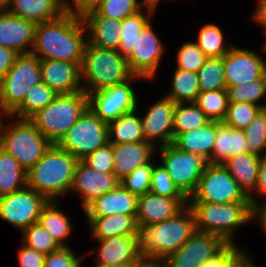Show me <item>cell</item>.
<instances>
[{
	"instance_id": "obj_34",
	"label": "cell",
	"mask_w": 266,
	"mask_h": 267,
	"mask_svg": "<svg viewBox=\"0 0 266 267\" xmlns=\"http://www.w3.org/2000/svg\"><path fill=\"white\" fill-rule=\"evenodd\" d=\"M58 94L41 82L34 85L25 95L23 101L9 114L7 118L29 119L37 111L44 109Z\"/></svg>"
},
{
	"instance_id": "obj_48",
	"label": "cell",
	"mask_w": 266,
	"mask_h": 267,
	"mask_svg": "<svg viewBox=\"0 0 266 267\" xmlns=\"http://www.w3.org/2000/svg\"><path fill=\"white\" fill-rule=\"evenodd\" d=\"M207 58L195 42H186L177 53V68L197 73Z\"/></svg>"
},
{
	"instance_id": "obj_32",
	"label": "cell",
	"mask_w": 266,
	"mask_h": 267,
	"mask_svg": "<svg viewBox=\"0 0 266 267\" xmlns=\"http://www.w3.org/2000/svg\"><path fill=\"white\" fill-rule=\"evenodd\" d=\"M58 208V201H47L40 211L38 223L48 231L60 247H70L64 241L72 233V224L69 217Z\"/></svg>"
},
{
	"instance_id": "obj_53",
	"label": "cell",
	"mask_w": 266,
	"mask_h": 267,
	"mask_svg": "<svg viewBox=\"0 0 266 267\" xmlns=\"http://www.w3.org/2000/svg\"><path fill=\"white\" fill-rule=\"evenodd\" d=\"M237 244H228L218 255L209 259L201 267H225V265L240 251Z\"/></svg>"
},
{
	"instance_id": "obj_15",
	"label": "cell",
	"mask_w": 266,
	"mask_h": 267,
	"mask_svg": "<svg viewBox=\"0 0 266 267\" xmlns=\"http://www.w3.org/2000/svg\"><path fill=\"white\" fill-rule=\"evenodd\" d=\"M163 46L150 21L137 35L135 47L126 56L130 72L142 78H153L165 51Z\"/></svg>"
},
{
	"instance_id": "obj_58",
	"label": "cell",
	"mask_w": 266,
	"mask_h": 267,
	"mask_svg": "<svg viewBox=\"0 0 266 267\" xmlns=\"http://www.w3.org/2000/svg\"><path fill=\"white\" fill-rule=\"evenodd\" d=\"M129 267H164L163 260L141 257L138 261L129 265Z\"/></svg>"
},
{
	"instance_id": "obj_63",
	"label": "cell",
	"mask_w": 266,
	"mask_h": 267,
	"mask_svg": "<svg viewBox=\"0 0 266 267\" xmlns=\"http://www.w3.org/2000/svg\"><path fill=\"white\" fill-rule=\"evenodd\" d=\"M149 4H154V5H158V3L160 2V0H146Z\"/></svg>"
},
{
	"instance_id": "obj_3",
	"label": "cell",
	"mask_w": 266,
	"mask_h": 267,
	"mask_svg": "<svg viewBox=\"0 0 266 267\" xmlns=\"http://www.w3.org/2000/svg\"><path fill=\"white\" fill-rule=\"evenodd\" d=\"M195 231L194 212L187 204L171 219L146 226L140 231L142 257L164 260Z\"/></svg>"
},
{
	"instance_id": "obj_28",
	"label": "cell",
	"mask_w": 266,
	"mask_h": 267,
	"mask_svg": "<svg viewBox=\"0 0 266 267\" xmlns=\"http://www.w3.org/2000/svg\"><path fill=\"white\" fill-rule=\"evenodd\" d=\"M87 29V41L102 49L118 50L121 21L105 16L82 18Z\"/></svg>"
},
{
	"instance_id": "obj_12",
	"label": "cell",
	"mask_w": 266,
	"mask_h": 267,
	"mask_svg": "<svg viewBox=\"0 0 266 267\" xmlns=\"http://www.w3.org/2000/svg\"><path fill=\"white\" fill-rule=\"evenodd\" d=\"M133 78V79H132ZM140 76L88 94V108L102 121L109 123L122 114L137 110V95L129 82ZM129 81V82H128Z\"/></svg>"
},
{
	"instance_id": "obj_9",
	"label": "cell",
	"mask_w": 266,
	"mask_h": 267,
	"mask_svg": "<svg viewBox=\"0 0 266 267\" xmlns=\"http://www.w3.org/2000/svg\"><path fill=\"white\" fill-rule=\"evenodd\" d=\"M107 143H109L108 123L87 108L57 145L82 161Z\"/></svg>"
},
{
	"instance_id": "obj_61",
	"label": "cell",
	"mask_w": 266,
	"mask_h": 267,
	"mask_svg": "<svg viewBox=\"0 0 266 267\" xmlns=\"http://www.w3.org/2000/svg\"><path fill=\"white\" fill-rule=\"evenodd\" d=\"M96 267H129V265H104V264H97Z\"/></svg>"
},
{
	"instance_id": "obj_46",
	"label": "cell",
	"mask_w": 266,
	"mask_h": 267,
	"mask_svg": "<svg viewBox=\"0 0 266 267\" xmlns=\"http://www.w3.org/2000/svg\"><path fill=\"white\" fill-rule=\"evenodd\" d=\"M150 192L169 198H187L171 180L163 165L152 167Z\"/></svg>"
},
{
	"instance_id": "obj_56",
	"label": "cell",
	"mask_w": 266,
	"mask_h": 267,
	"mask_svg": "<svg viewBox=\"0 0 266 267\" xmlns=\"http://www.w3.org/2000/svg\"><path fill=\"white\" fill-rule=\"evenodd\" d=\"M225 267H255V265L245 251L240 250Z\"/></svg>"
},
{
	"instance_id": "obj_13",
	"label": "cell",
	"mask_w": 266,
	"mask_h": 267,
	"mask_svg": "<svg viewBox=\"0 0 266 267\" xmlns=\"http://www.w3.org/2000/svg\"><path fill=\"white\" fill-rule=\"evenodd\" d=\"M228 243L219 235L196 230L164 260V267H198L218 255Z\"/></svg>"
},
{
	"instance_id": "obj_22",
	"label": "cell",
	"mask_w": 266,
	"mask_h": 267,
	"mask_svg": "<svg viewBox=\"0 0 266 267\" xmlns=\"http://www.w3.org/2000/svg\"><path fill=\"white\" fill-rule=\"evenodd\" d=\"M100 243L97 264L130 265L142 257L140 236L116 235Z\"/></svg>"
},
{
	"instance_id": "obj_54",
	"label": "cell",
	"mask_w": 266,
	"mask_h": 267,
	"mask_svg": "<svg viewBox=\"0 0 266 267\" xmlns=\"http://www.w3.org/2000/svg\"><path fill=\"white\" fill-rule=\"evenodd\" d=\"M18 55L19 54L14 50L0 46V79L3 78L14 65Z\"/></svg>"
},
{
	"instance_id": "obj_59",
	"label": "cell",
	"mask_w": 266,
	"mask_h": 267,
	"mask_svg": "<svg viewBox=\"0 0 266 267\" xmlns=\"http://www.w3.org/2000/svg\"><path fill=\"white\" fill-rule=\"evenodd\" d=\"M255 217L257 218V220L260 219L259 223L260 225H262V228L266 233V204L254 209V219Z\"/></svg>"
},
{
	"instance_id": "obj_62",
	"label": "cell",
	"mask_w": 266,
	"mask_h": 267,
	"mask_svg": "<svg viewBox=\"0 0 266 267\" xmlns=\"http://www.w3.org/2000/svg\"><path fill=\"white\" fill-rule=\"evenodd\" d=\"M57 1L62 5L64 9H66L70 4L68 0H57Z\"/></svg>"
},
{
	"instance_id": "obj_8",
	"label": "cell",
	"mask_w": 266,
	"mask_h": 267,
	"mask_svg": "<svg viewBox=\"0 0 266 267\" xmlns=\"http://www.w3.org/2000/svg\"><path fill=\"white\" fill-rule=\"evenodd\" d=\"M41 82L40 60L32 53L19 54L14 65L0 79V112L9 115L27 92Z\"/></svg>"
},
{
	"instance_id": "obj_50",
	"label": "cell",
	"mask_w": 266,
	"mask_h": 267,
	"mask_svg": "<svg viewBox=\"0 0 266 267\" xmlns=\"http://www.w3.org/2000/svg\"><path fill=\"white\" fill-rule=\"evenodd\" d=\"M81 259L70 247H61L45 256L44 267H81Z\"/></svg>"
},
{
	"instance_id": "obj_14",
	"label": "cell",
	"mask_w": 266,
	"mask_h": 267,
	"mask_svg": "<svg viewBox=\"0 0 266 267\" xmlns=\"http://www.w3.org/2000/svg\"><path fill=\"white\" fill-rule=\"evenodd\" d=\"M47 200L29 187L0 197V218L25 230L38 222L40 211Z\"/></svg>"
},
{
	"instance_id": "obj_26",
	"label": "cell",
	"mask_w": 266,
	"mask_h": 267,
	"mask_svg": "<svg viewBox=\"0 0 266 267\" xmlns=\"http://www.w3.org/2000/svg\"><path fill=\"white\" fill-rule=\"evenodd\" d=\"M220 123V121L210 120L198 129L180 133L174 138L172 144L181 151L202 156L211 164L216 128Z\"/></svg>"
},
{
	"instance_id": "obj_5",
	"label": "cell",
	"mask_w": 266,
	"mask_h": 267,
	"mask_svg": "<svg viewBox=\"0 0 266 267\" xmlns=\"http://www.w3.org/2000/svg\"><path fill=\"white\" fill-rule=\"evenodd\" d=\"M188 205L194 212L196 230L219 235L228 244H235V231L254 219L249 201L221 204L188 202Z\"/></svg>"
},
{
	"instance_id": "obj_45",
	"label": "cell",
	"mask_w": 266,
	"mask_h": 267,
	"mask_svg": "<svg viewBox=\"0 0 266 267\" xmlns=\"http://www.w3.org/2000/svg\"><path fill=\"white\" fill-rule=\"evenodd\" d=\"M261 109V105L247 102L229 103L226 117L222 122L233 129L244 130Z\"/></svg>"
},
{
	"instance_id": "obj_6",
	"label": "cell",
	"mask_w": 266,
	"mask_h": 267,
	"mask_svg": "<svg viewBox=\"0 0 266 267\" xmlns=\"http://www.w3.org/2000/svg\"><path fill=\"white\" fill-rule=\"evenodd\" d=\"M87 108L88 95L83 90L73 94H58L29 120L51 144H57Z\"/></svg>"
},
{
	"instance_id": "obj_35",
	"label": "cell",
	"mask_w": 266,
	"mask_h": 267,
	"mask_svg": "<svg viewBox=\"0 0 266 267\" xmlns=\"http://www.w3.org/2000/svg\"><path fill=\"white\" fill-rule=\"evenodd\" d=\"M156 7L157 5L148 4L144 11L141 10L134 15L125 17L121 21L118 51L122 55L127 56L135 47L137 35H140L144 27L151 21L150 19Z\"/></svg>"
},
{
	"instance_id": "obj_11",
	"label": "cell",
	"mask_w": 266,
	"mask_h": 267,
	"mask_svg": "<svg viewBox=\"0 0 266 267\" xmlns=\"http://www.w3.org/2000/svg\"><path fill=\"white\" fill-rule=\"evenodd\" d=\"M249 201V197L222 164L208 163L188 202L214 204Z\"/></svg>"
},
{
	"instance_id": "obj_29",
	"label": "cell",
	"mask_w": 266,
	"mask_h": 267,
	"mask_svg": "<svg viewBox=\"0 0 266 267\" xmlns=\"http://www.w3.org/2000/svg\"><path fill=\"white\" fill-rule=\"evenodd\" d=\"M90 231L96 240H104L116 235L140 236L136 215H111L87 217Z\"/></svg>"
},
{
	"instance_id": "obj_40",
	"label": "cell",
	"mask_w": 266,
	"mask_h": 267,
	"mask_svg": "<svg viewBox=\"0 0 266 267\" xmlns=\"http://www.w3.org/2000/svg\"><path fill=\"white\" fill-rule=\"evenodd\" d=\"M195 104L214 121L222 122L227 114L229 98L227 90L200 92Z\"/></svg>"
},
{
	"instance_id": "obj_17",
	"label": "cell",
	"mask_w": 266,
	"mask_h": 267,
	"mask_svg": "<svg viewBox=\"0 0 266 267\" xmlns=\"http://www.w3.org/2000/svg\"><path fill=\"white\" fill-rule=\"evenodd\" d=\"M175 103L167 97L159 99L141 116L145 141L155 146L159 142V148L173 143V120Z\"/></svg>"
},
{
	"instance_id": "obj_57",
	"label": "cell",
	"mask_w": 266,
	"mask_h": 267,
	"mask_svg": "<svg viewBox=\"0 0 266 267\" xmlns=\"http://www.w3.org/2000/svg\"><path fill=\"white\" fill-rule=\"evenodd\" d=\"M257 4V9L252 19L266 28V0H258Z\"/></svg>"
},
{
	"instance_id": "obj_41",
	"label": "cell",
	"mask_w": 266,
	"mask_h": 267,
	"mask_svg": "<svg viewBox=\"0 0 266 267\" xmlns=\"http://www.w3.org/2000/svg\"><path fill=\"white\" fill-rule=\"evenodd\" d=\"M146 0H103L100 6L86 16H105L122 21L125 17L134 15L147 6Z\"/></svg>"
},
{
	"instance_id": "obj_51",
	"label": "cell",
	"mask_w": 266,
	"mask_h": 267,
	"mask_svg": "<svg viewBox=\"0 0 266 267\" xmlns=\"http://www.w3.org/2000/svg\"><path fill=\"white\" fill-rule=\"evenodd\" d=\"M18 251V261L20 267H44L45 254L22 244Z\"/></svg>"
},
{
	"instance_id": "obj_21",
	"label": "cell",
	"mask_w": 266,
	"mask_h": 267,
	"mask_svg": "<svg viewBox=\"0 0 266 267\" xmlns=\"http://www.w3.org/2000/svg\"><path fill=\"white\" fill-rule=\"evenodd\" d=\"M36 24L11 15L7 10L0 12V46L10 48L18 54L31 53L34 45Z\"/></svg>"
},
{
	"instance_id": "obj_47",
	"label": "cell",
	"mask_w": 266,
	"mask_h": 267,
	"mask_svg": "<svg viewBox=\"0 0 266 267\" xmlns=\"http://www.w3.org/2000/svg\"><path fill=\"white\" fill-rule=\"evenodd\" d=\"M153 162L136 168L120 180V184L131 194L141 196L150 191Z\"/></svg>"
},
{
	"instance_id": "obj_44",
	"label": "cell",
	"mask_w": 266,
	"mask_h": 267,
	"mask_svg": "<svg viewBox=\"0 0 266 267\" xmlns=\"http://www.w3.org/2000/svg\"><path fill=\"white\" fill-rule=\"evenodd\" d=\"M244 133L248 152L266 156V151H264L266 149V108L258 112L254 120L244 129Z\"/></svg>"
},
{
	"instance_id": "obj_52",
	"label": "cell",
	"mask_w": 266,
	"mask_h": 267,
	"mask_svg": "<svg viewBox=\"0 0 266 267\" xmlns=\"http://www.w3.org/2000/svg\"><path fill=\"white\" fill-rule=\"evenodd\" d=\"M73 1V3H72ZM103 0H71L72 4L65 9L78 18H84L87 14L94 12Z\"/></svg>"
},
{
	"instance_id": "obj_2",
	"label": "cell",
	"mask_w": 266,
	"mask_h": 267,
	"mask_svg": "<svg viewBox=\"0 0 266 267\" xmlns=\"http://www.w3.org/2000/svg\"><path fill=\"white\" fill-rule=\"evenodd\" d=\"M79 160L70 152L52 144L43 157L26 172L27 187L47 201L71 191L74 171Z\"/></svg>"
},
{
	"instance_id": "obj_18",
	"label": "cell",
	"mask_w": 266,
	"mask_h": 267,
	"mask_svg": "<svg viewBox=\"0 0 266 267\" xmlns=\"http://www.w3.org/2000/svg\"><path fill=\"white\" fill-rule=\"evenodd\" d=\"M119 184L120 180L114 173L98 172L83 161H78L71 190L80 193L84 209L93 200L116 188Z\"/></svg>"
},
{
	"instance_id": "obj_43",
	"label": "cell",
	"mask_w": 266,
	"mask_h": 267,
	"mask_svg": "<svg viewBox=\"0 0 266 267\" xmlns=\"http://www.w3.org/2000/svg\"><path fill=\"white\" fill-rule=\"evenodd\" d=\"M22 233V244L45 255L58 251L61 248L48 231L38 222L27 227Z\"/></svg>"
},
{
	"instance_id": "obj_30",
	"label": "cell",
	"mask_w": 266,
	"mask_h": 267,
	"mask_svg": "<svg viewBox=\"0 0 266 267\" xmlns=\"http://www.w3.org/2000/svg\"><path fill=\"white\" fill-rule=\"evenodd\" d=\"M248 152L244 130L233 129L223 122L216 128L211 164H223L230 157Z\"/></svg>"
},
{
	"instance_id": "obj_42",
	"label": "cell",
	"mask_w": 266,
	"mask_h": 267,
	"mask_svg": "<svg viewBox=\"0 0 266 267\" xmlns=\"http://www.w3.org/2000/svg\"><path fill=\"white\" fill-rule=\"evenodd\" d=\"M227 92L229 103L247 102L266 108V104L258 103L266 95V75L261 79L228 87Z\"/></svg>"
},
{
	"instance_id": "obj_23",
	"label": "cell",
	"mask_w": 266,
	"mask_h": 267,
	"mask_svg": "<svg viewBox=\"0 0 266 267\" xmlns=\"http://www.w3.org/2000/svg\"><path fill=\"white\" fill-rule=\"evenodd\" d=\"M138 196L131 194L121 184L93 200L84 208L86 217L111 215H137Z\"/></svg>"
},
{
	"instance_id": "obj_33",
	"label": "cell",
	"mask_w": 266,
	"mask_h": 267,
	"mask_svg": "<svg viewBox=\"0 0 266 267\" xmlns=\"http://www.w3.org/2000/svg\"><path fill=\"white\" fill-rule=\"evenodd\" d=\"M26 172L12 155L0 147V197L25 188Z\"/></svg>"
},
{
	"instance_id": "obj_24",
	"label": "cell",
	"mask_w": 266,
	"mask_h": 267,
	"mask_svg": "<svg viewBox=\"0 0 266 267\" xmlns=\"http://www.w3.org/2000/svg\"><path fill=\"white\" fill-rule=\"evenodd\" d=\"M155 146L143 141L113 144V173L122 180L136 168L150 163Z\"/></svg>"
},
{
	"instance_id": "obj_55",
	"label": "cell",
	"mask_w": 266,
	"mask_h": 267,
	"mask_svg": "<svg viewBox=\"0 0 266 267\" xmlns=\"http://www.w3.org/2000/svg\"><path fill=\"white\" fill-rule=\"evenodd\" d=\"M253 192H257L258 194H260L261 196H265L266 198V156H261L257 184ZM265 204L266 201H264V203H261V205Z\"/></svg>"
},
{
	"instance_id": "obj_10",
	"label": "cell",
	"mask_w": 266,
	"mask_h": 267,
	"mask_svg": "<svg viewBox=\"0 0 266 267\" xmlns=\"http://www.w3.org/2000/svg\"><path fill=\"white\" fill-rule=\"evenodd\" d=\"M160 163L177 188L189 199L208 164L202 156L179 150L173 144L160 147Z\"/></svg>"
},
{
	"instance_id": "obj_39",
	"label": "cell",
	"mask_w": 266,
	"mask_h": 267,
	"mask_svg": "<svg viewBox=\"0 0 266 267\" xmlns=\"http://www.w3.org/2000/svg\"><path fill=\"white\" fill-rule=\"evenodd\" d=\"M200 92L227 90L223 68V57L207 58L197 72Z\"/></svg>"
},
{
	"instance_id": "obj_25",
	"label": "cell",
	"mask_w": 266,
	"mask_h": 267,
	"mask_svg": "<svg viewBox=\"0 0 266 267\" xmlns=\"http://www.w3.org/2000/svg\"><path fill=\"white\" fill-rule=\"evenodd\" d=\"M260 159L261 156L246 152L232 156L222 164L249 197L253 210L261 206V203L251 195L257 184Z\"/></svg>"
},
{
	"instance_id": "obj_36",
	"label": "cell",
	"mask_w": 266,
	"mask_h": 267,
	"mask_svg": "<svg viewBox=\"0 0 266 267\" xmlns=\"http://www.w3.org/2000/svg\"><path fill=\"white\" fill-rule=\"evenodd\" d=\"M172 90L165 95L175 104L195 103L200 93L196 72L176 68L172 79Z\"/></svg>"
},
{
	"instance_id": "obj_37",
	"label": "cell",
	"mask_w": 266,
	"mask_h": 267,
	"mask_svg": "<svg viewBox=\"0 0 266 267\" xmlns=\"http://www.w3.org/2000/svg\"><path fill=\"white\" fill-rule=\"evenodd\" d=\"M188 104L179 103L175 105L173 120L174 138L180 133L198 129L210 121L195 103Z\"/></svg>"
},
{
	"instance_id": "obj_7",
	"label": "cell",
	"mask_w": 266,
	"mask_h": 267,
	"mask_svg": "<svg viewBox=\"0 0 266 267\" xmlns=\"http://www.w3.org/2000/svg\"><path fill=\"white\" fill-rule=\"evenodd\" d=\"M0 121V147L12 155L28 171L52 145L29 119L13 120L12 125ZM6 128V129H5Z\"/></svg>"
},
{
	"instance_id": "obj_27",
	"label": "cell",
	"mask_w": 266,
	"mask_h": 267,
	"mask_svg": "<svg viewBox=\"0 0 266 267\" xmlns=\"http://www.w3.org/2000/svg\"><path fill=\"white\" fill-rule=\"evenodd\" d=\"M6 10L36 25L54 20L65 12L57 0H10Z\"/></svg>"
},
{
	"instance_id": "obj_64",
	"label": "cell",
	"mask_w": 266,
	"mask_h": 267,
	"mask_svg": "<svg viewBox=\"0 0 266 267\" xmlns=\"http://www.w3.org/2000/svg\"><path fill=\"white\" fill-rule=\"evenodd\" d=\"M264 30H266V28H264ZM264 44H265V45H264L263 49L266 51V41H265Z\"/></svg>"
},
{
	"instance_id": "obj_1",
	"label": "cell",
	"mask_w": 266,
	"mask_h": 267,
	"mask_svg": "<svg viewBox=\"0 0 266 267\" xmlns=\"http://www.w3.org/2000/svg\"><path fill=\"white\" fill-rule=\"evenodd\" d=\"M82 18L65 11L58 18L36 25L31 53L39 60L82 63L87 43Z\"/></svg>"
},
{
	"instance_id": "obj_20",
	"label": "cell",
	"mask_w": 266,
	"mask_h": 267,
	"mask_svg": "<svg viewBox=\"0 0 266 267\" xmlns=\"http://www.w3.org/2000/svg\"><path fill=\"white\" fill-rule=\"evenodd\" d=\"M81 63L40 60L42 82L57 94H73L83 90Z\"/></svg>"
},
{
	"instance_id": "obj_60",
	"label": "cell",
	"mask_w": 266,
	"mask_h": 267,
	"mask_svg": "<svg viewBox=\"0 0 266 267\" xmlns=\"http://www.w3.org/2000/svg\"><path fill=\"white\" fill-rule=\"evenodd\" d=\"M9 3H10V0H0V8L2 10H6Z\"/></svg>"
},
{
	"instance_id": "obj_16",
	"label": "cell",
	"mask_w": 266,
	"mask_h": 267,
	"mask_svg": "<svg viewBox=\"0 0 266 267\" xmlns=\"http://www.w3.org/2000/svg\"><path fill=\"white\" fill-rule=\"evenodd\" d=\"M223 68L228 88L263 78L266 59L263 60L256 51L233 46L223 56Z\"/></svg>"
},
{
	"instance_id": "obj_38",
	"label": "cell",
	"mask_w": 266,
	"mask_h": 267,
	"mask_svg": "<svg viewBox=\"0 0 266 267\" xmlns=\"http://www.w3.org/2000/svg\"><path fill=\"white\" fill-rule=\"evenodd\" d=\"M224 42V34L221 28L215 24L208 23L200 29L195 43L208 58H213L223 57L231 50L233 46Z\"/></svg>"
},
{
	"instance_id": "obj_31",
	"label": "cell",
	"mask_w": 266,
	"mask_h": 267,
	"mask_svg": "<svg viewBox=\"0 0 266 267\" xmlns=\"http://www.w3.org/2000/svg\"><path fill=\"white\" fill-rule=\"evenodd\" d=\"M137 110L122 114L108 123L109 143H138L145 141L140 115Z\"/></svg>"
},
{
	"instance_id": "obj_4",
	"label": "cell",
	"mask_w": 266,
	"mask_h": 267,
	"mask_svg": "<svg viewBox=\"0 0 266 267\" xmlns=\"http://www.w3.org/2000/svg\"><path fill=\"white\" fill-rule=\"evenodd\" d=\"M80 69L81 80L85 77L87 83L86 86L82 85L87 95L123 83L133 76L126 56L118 50L102 49L88 41Z\"/></svg>"
},
{
	"instance_id": "obj_19",
	"label": "cell",
	"mask_w": 266,
	"mask_h": 267,
	"mask_svg": "<svg viewBox=\"0 0 266 267\" xmlns=\"http://www.w3.org/2000/svg\"><path fill=\"white\" fill-rule=\"evenodd\" d=\"M188 204V198H169L147 192L138 196L136 222L139 230L171 219Z\"/></svg>"
},
{
	"instance_id": "obj_49",
	"label": "cell",
	"mask_w": 266,
	"mask_h": 267,
	"mask_svg": "<svg viewBox=\"0 0 266 267\" xmlns=\"http://www.w3.org/2000/svg\"><path fill=\"white\" fill-rule=\"evenodd\" d=\"M82 161L98 172L113 173V144L107 143L96 149Z\"/></svg>"
}]
</instances>
